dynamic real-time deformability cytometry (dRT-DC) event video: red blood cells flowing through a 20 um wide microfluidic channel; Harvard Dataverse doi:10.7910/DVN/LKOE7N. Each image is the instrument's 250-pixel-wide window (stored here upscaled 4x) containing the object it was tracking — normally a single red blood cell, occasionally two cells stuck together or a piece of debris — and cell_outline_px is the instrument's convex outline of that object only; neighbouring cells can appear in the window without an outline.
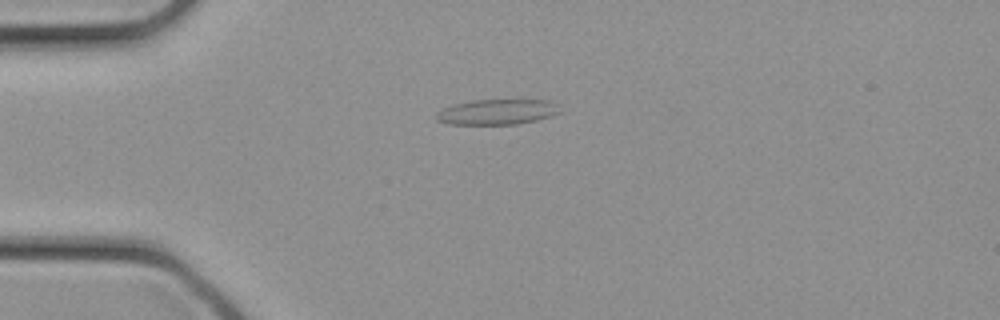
{"species": "common noctule bat (a hibernating species)", "species_latin": "Nyctalus noctula", "temperature_condition": "cold", "stored_images_in_passage": 27, "camera_frame_rate_fps": 3000, "um_per_image_px": 0.085, "animal": {"sex": "female", "body_mass_g": 21.9}, "frame": {"image": 1, "passage_image": 3, "time_ms": 0.667, "image_size_px": [1000, 320], "cell_outline_px": [[560, 112], [552, 116], [536, 120], [516, 124], [448, 124], [436, 120], [436, 112], [452, 104], [472, 100], [548, 100], [556, 104]], "centroid_in_image_um": [42.22, 9.51], "position_along_channel_um": 42.8, "area_um2": 18.21}}
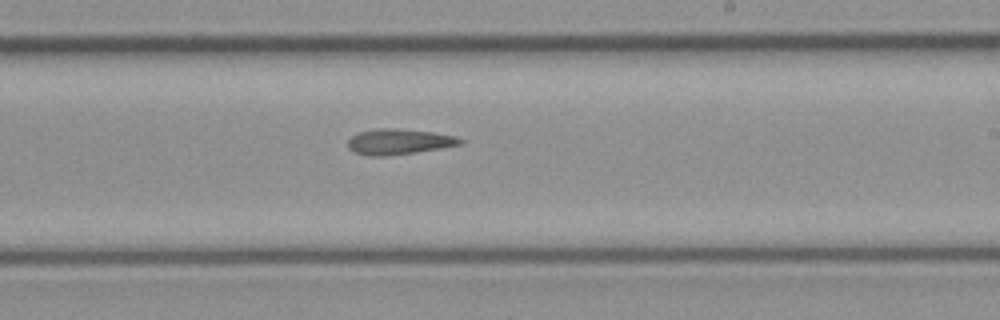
{"frame": {"image": 2, "passage_image": 14, "time_ms": 4.333, "image_size_px": [1000, 320], "cell_outline_px": [[464, 144], [416, 152], [384, 156], [364, 156], [348, 148], [348, 140], [352, 136], [360, 132], [380, 128], [396, 128], [432, 132], [456, 136], [464, 140]], "centroid_in_image_um": [33.92, 12.05], "position_along_channel_um": 255.1, "area_um2": 16.7}}
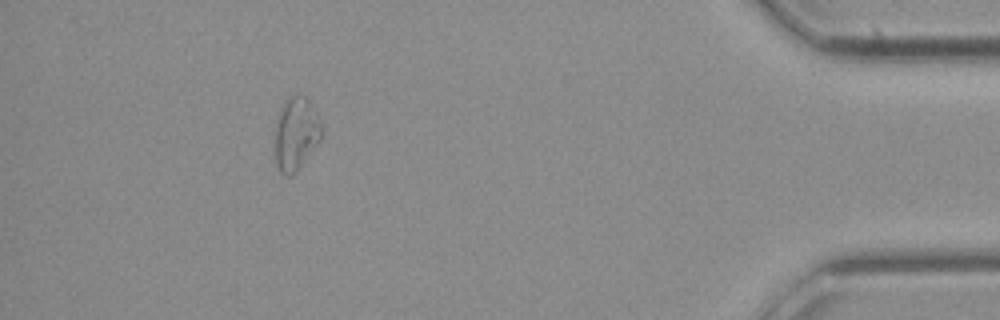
{"frame": {"image": 3, "passage_image": 24, "time_ms": 7.667, "image_size_px": [1000, 320], "cell_outline_px": [[320, 140], [300, 168], [292, 176], [284, 176], [280, 172], [276, 164], [276, 124], [280, 108], [292, 96], [304, 96], [308, 100], [316, 112], [320, 124]], "centroid_in_image_um": [25.15, 11.43], "position_along_channel_um": 410.1, "area_um2": 19.36}}